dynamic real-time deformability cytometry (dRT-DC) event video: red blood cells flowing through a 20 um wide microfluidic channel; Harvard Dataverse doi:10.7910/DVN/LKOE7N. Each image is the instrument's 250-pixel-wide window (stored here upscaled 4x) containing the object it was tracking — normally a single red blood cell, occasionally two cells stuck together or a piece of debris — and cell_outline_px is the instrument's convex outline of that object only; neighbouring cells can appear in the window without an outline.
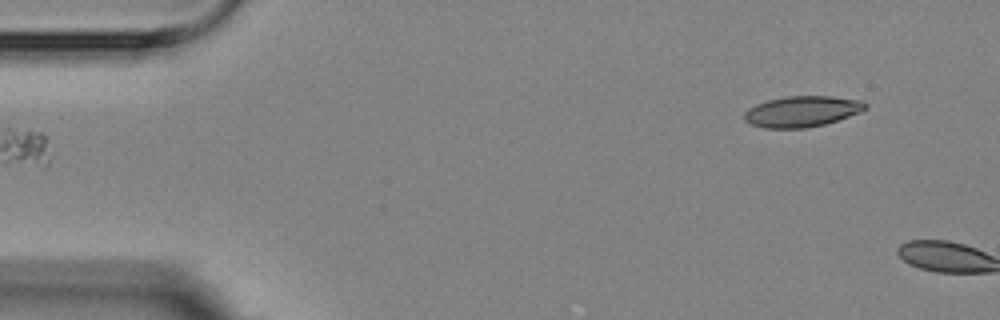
{"species": "Egyptian fruit bat (a non-hibernating species)", "species_latin": "Rousettus aegyptiacus", "temperature_condition": "room temperature", "stored_images_in_passage": 6, "segment_of_instrument_passage": [2, 2], "camera_frame_rate_fps": 3000, "um_per_image_px": 0.085, "animal": {"sex": "female"}, "frame": {"image": 1, "passage_image": 6, "time_ms": 6.667, "image_size_px": [1000, 320], "cell_outline_px": [[868, 108], [860, 112], [824, 124], [804, 128], [764, 128], [752, 124], [744, 120], [744, 112], [748, 108], [756, 104], [768, 100], [784, 96], [832, 96], [864, 100], [868, 104]], "centroid_in_image_um": [68.18, 9.46], "position_along_channel_um": 16.8, "area_um2": 21.85}}